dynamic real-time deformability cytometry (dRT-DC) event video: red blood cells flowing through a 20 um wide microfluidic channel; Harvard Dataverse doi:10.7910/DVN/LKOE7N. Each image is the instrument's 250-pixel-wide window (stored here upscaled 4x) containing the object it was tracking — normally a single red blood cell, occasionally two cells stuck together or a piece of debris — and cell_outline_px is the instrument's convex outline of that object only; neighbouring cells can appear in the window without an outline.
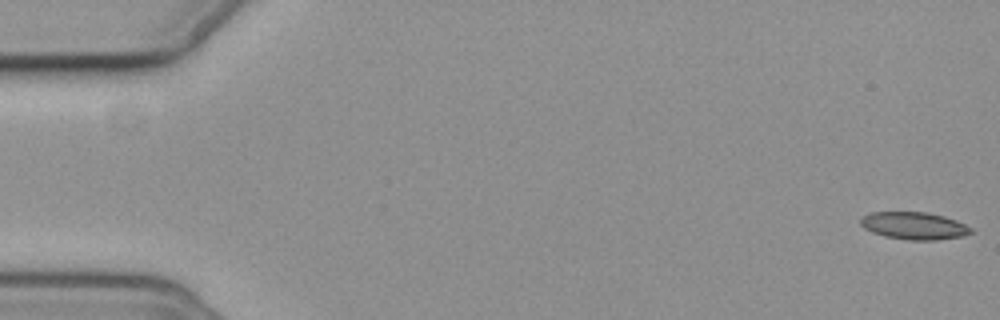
{"species": "common noctule bat (a hibernating species)", "species_latin": "Nyctalus noctula", "temperature_condition": "cold", "stored_images_in_passage": 14, "camera_frame_rate_fps": 3000, "um_per_image_px": 0.085, "animal": {"sex": "female", "body_mass_g": 19.3, "forearm_length_mm": 54.1}, "frame": {"image": 1, "passage_image": 1, "time_ms": 0.0, "image_size_px": [1000, 320], "cell_outline_px": [[972, 232], [964, 236], [936, 240], [908, 240], [884, 236], [872, 232], [864, 228], [860, 224], [860, 220], [864, 216], [872, 212], [928, 212], [944, 216], [956, 220], [972, 228]], "centroid_in_image_um": [77.71, 19.19], "position_along_channel_um": 7.3, "area_um2": 17.63}}